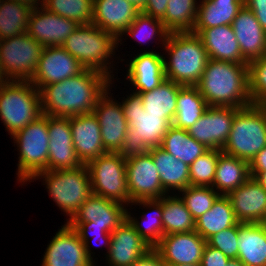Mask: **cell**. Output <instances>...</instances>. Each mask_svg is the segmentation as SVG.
Instances as JSON below:
<instances>
[{
	"mask_svg": "<svg viewBox=\"0 0 266 266\" xmlns=\"http://www.w3.org/2000/svg\"><path fill=\"white\" fill-rule=\"evenodd\" d=\"M112 82L100 72L85 69L74 77L43 86L39 90L42 114L70 117L92 113Z\"/></svg>",
	"mask_w": 266,
	"mask_h": 266,
	"instance_id": "1",
	"label": "cell"
},
{
	"mask_svg": "<svg viewBox=\"0 0 266 266\" xmlns=\"http://www.w3.org/2000/svg\"><path fill=\"white\" fill-rule=\"evenodd\" d=\"M195 86L208 106L240 109L252 104L249 95L248 64L209 58Z\"/></svg>",
	"mask_w": 266,
	"mask_h": 266,
	"instance_id": "2",
	"label": "cell"
},
{
	"mask_svg": "<svg viewBox=\"0 0 266 266\" xmlns=\"http://www.w3.org/2000/svg\"><path fill=\"white\" fill-rule=\"evenodd\" d=\"M123 99L121 104L129 128L119 153L127 159L160 146L172 123L161 115L147 113L139 93L132 92Z\"/></svg>",
	"mask_w": 266,
	"mask_h": 266,
	"instance_id": "3",
	"label": "cell"
},
{
	"mask_svg": "<svg viewBox=\"0 0 266 266\" xmlns=\"http://www.w3.org/2000/svg\"><path fill=\"white\" fill-rule=\"evenodd\" d=\"M165 78L183 86H195L209 61L201 38L192 32L169 33L163 50Z\"/></svg>",
	"mask_w": 266,
	"mask_h": 266,
	"instance_id": "4",
	"label": "cell"
},
{
	"mask_svg": "<svg viewBox=\"0 0 266 266\" xmlns=\"http://www.w3.org/2000/svg\"><path fill=\"white\" fill-rule=\"evenodd\" d=\"M61 46L85 69L95 70L111 80L114 79L109 59L115 55L118 39L111 33L103 31L93 23L79 24Z\"/></svg>",
	"mask_w": 266,
	"mask_h": 266,
	"instance_id": "5",
	"label": "cell"
},
{
	"mask_svg": "<svg viewBox=\"0 0 266 266\" xmlns=\"http://www.w3.org/2000/svg\"><path fill=\"white\" fill-rule=\"evenodd\" d=\"M266 147V106L251 104L240 108L222 152L248 163Z\"/></svg>",
	"mask_w": 266,
	"mask_h": 266,
	"instance_id": "6",
	"label": "cell"
},
{
	"mask_svg": "<svg viewBox=\"0 0 266 266\" xmlns=\"http://www.w3.org/2000/svg\"><path fill=\"white\" fill-rule=\"evenodd\" d=\"M41 115L40 92L30 81L0 83V118L11 137Z\"/></svg>",
	"mask_w": 266,
	"mask_h": 266,
	"instance_id": "7",
	"label": "cell"
},
{
	"mask_svg": "<svg viewBox=\"0 0 266 266\" xmlns=\"http://www.w3.org/2000/svg\"><path fill=\"white\" fill-rule=\"evenodd\" d=\"M56 205L69 216L92 194L90 175L86 164L74 169L46 170L37 173L32 179H42Z\"/></svg>",
	"mask_w": 266,
	"mask_h": 266,
	"instance_id": "8",
	"label": "cell"
},
{
	"mask_svg": "<svg viewBox=\"0 0 266 266\" xmlns=\"http://www.w3.org/2000/svg\"><path fill=\"white\" fill-rule=\"evenodd\" d=\"M14 143L19 151L17 181L32 182V178L47 170L49 135L48 115L42 114L35 121L14 134Z\"/></svg>",
	"mask_w": 266,
	"mask_h": 266,
	"instance_id": "9",
	"label": "cell"
},
{
	"mask_svg": "<svg viewBox=\"0 0 266 266\" xmlns=\"http://www.w3.org/2000/svg\"><path fill=\"white\" fill-rule=\"evenodd\" d=\"M93 194L128 205L126 159L119 152H107L86 164Z\"/></svg>",
	"mask_w": 266,
	"mask_h": 266,
	"instance_id": "10",
	"label": "cell"
},
{
	"mask_svg": "<svg viewBox=\"0 0 266 266\" xmlns=\"http://www.w3.org/2000/svg\"><path fill=\"white\" fill-rule=\"evenodd\" d=\"M45 47L27 32L0 40V64L7 80L30 81Z\"/></svg>",
	"mask_w": 266,
	"mask_h": 266,
	"instance_id": "11",
	"label": "cell"
},
{
	"mask_svg": "<svg viewBox=\"0 0 266 266\" xmlns=\"http://www.w3.org/2000/svg\"><path fill=\"white\" fill-rule=\"evenodd\" d=\"M127 189L131 201L160 199L167 195L149 152L126 159Z\"/></svg>",
	"mask_w": 266,
	"mask_h": 266,
	"instance_id": "12",
	"label": "cell"
},
{
	"mask_svg": "<svg viewBox=\"0 0 266 266\" xmlns=\"http://www.w3.org/2000/svg\"><path fill=\"white\" fill-rule=\"evenodd\" d=\"M238 110L236 107L208 106L202 117L187 131L208 149L222 150Z\"/></svg>",
	"mask_w": 266,
	"mask_h": 266,
	"instance_id": "13",
	"label": "cell"
},
{
	"mask_svg": "<svg viewBox=\"0 0 266 266\" xmlns=\"http://www.w3.org/2000/svg\"><path fill=\"white\" fill-rule=\"evenodd\" d=\"M110 87L99 98L93 113L101 128L103 147L107 152H119L128 131V122L124 116L123 106L110 95Z\"/></svg>",
	"mask_w": 266,
	"mask_h": 266,
	"instance_id": "14",
	"label": "cell"
},
{
	"mask_svg": "<svg viewBox=\"0 0 266 266\" xmlns=\"http://www.w3.org/2000/svg\"><path fill=\"white\" fill-rule=\"evenodd\" d=\"M84 70L82 64L62 46L45 47L30 82L40 90L43 86L64 81Z\"/></svg>",
	"mask_w": 266,
	"mask_h": 266,
	"instance_id": "15",
	"label": "cell"
},
{
	"mask_svg": "<svg viewBox=\"0 0 266 266\" xmlns=\"http://www.w3.org/2000/svg\"><path fill=\"white\" fill-rule=\"evenodd\" d=\"M40 266H95L87 256L78 233L67 223L47 245Z\"/></svg>",
	"mask_w": 266,
	"mask_h": 266,
	"instance_id": "16",
	"label": "cell"
},
{
	"mask_svg": "<svg viewBox=\"0 0 266 266\" xmlns=\"http://www.w3.org/2000/svg\"><path fill=\"white\" fill-rule=\"evenodd\" d=\"M48 135L47 170L74 169L83 165L73 146L69 117L48 115Z\"/></svg>",
	"mask_w": 266,
	"mask_h": 266,
	"instance_id": "17",
	"label": "cell"
},
{
	"mask_svg": "<svg viewBox=\"0 0 266 266\" xmlns=\"http://www.w3.org/2000/svg\"><path fill=\"white\" fill-rule=\"evenodd\" d=\"M79 24L47 11L43 6L32 9L27 33L44 47L61 46Z\"/></svg>",
	"mask_w": 266,
	"mask_h": 266,
	"instance_id": "18",
	"label": "cell"
},
{
	"mask_svg": "<svg viewBox=\"0 0 266 266\" xmlns=\"http://www.w3.org/2000/svg\"><path fill=\"white\" fill-rule=\"evenodd\" d=\"M207 241L196 231L164 235L154 249L168 266L201 262Z\"/></svg>",
	"mask_w": 266,
	"mask_h": 266,
	"instance_id": "19",
	"label": "cell"
},
{
	"mask_svg": "<svg viewBox=\"0 0 266 266\" xmlns=\"http://www.w3.org/2000/svg\"><path fill=\"white\" fill-rule=\"evenodd\" d=\"M126 207L92 193L67 222H90L111 233L126 220Z\"/></svg>",
	"mask_w": 266,
	"mask_h": 266,
	"instance_id": "20",
	"label": "cell"
},
{
	"mask_svg": "<svg viewBox=\"0 0 266 266\" xmlns=\"http://www.w3.org/2000/svg\"><path fill=\"white\" fill-rule=\"evenodd\" d=\"M92 23L105 32L111 33L122 44L124 31L140 13L127 0H93Z\"/></svg>",
	"mask_w": 266,
	"mask_h": 266,
	"instance_id": "21",
	"label": "cell"
},
{
	"mask_svg": "<svg viewBox=\"0 0 266 266\" xmlns=\"http://www.w3.org/2000/svg\"><path fill=\"white\" fill-rule=\"evenodd\" d=\"M226 196L239 223L266 221V190L253 177Z\"/></svg>",
	"mask_w": 266,
	"mask_h": 266,
	"instance_id": "22",
	"label": "cell"
},
{
	"mask_svg": "<svg viewBox=\"0 0 266 266\" xmlns=\"http://www.w3.org/2000/svg\"><path fill=\"white\" fill-rule=\"evenodd\" d=\"M71 135L76 155L82 164L107 153L101 139V128L94 113L70 116Z\"/></svg>",
	"mask_w": 266,
	"mask_h": 266,
	"instance_id": "23",
	"label": "cell"
},
{
	"mask_svg": "<svg viewBox=\"0 0 266 266\" xmlns=\"http://www.w3.org/2000/svg\"><path fill=\"white\" fill-rule=\"evenodd\" d=\"M151 247L126 219L111 232L106 261L109 266H129L145 255Z\"/></svg>",
	"mask_w": 266,
	"mask_h": 266,
	"instance_id": "24",
	"label": "cell"
},
{
	"mask_svg": "<svg viewBox=\"0 0 266 266\" xmlns=\"http://www.w3.org/2000/svg\"><path fill=\"white\" fill-rule=\"evenodd\" d=\"M163 54L156 50L142 51L129 62L126 78L135 87L133 92L144 93L158 87L165 78Z\"/></svg>",
	"mask_w": 266,
	"mask_h": 266,
	"instance_id": "25",
	"label": "cell"
},
{
	"mask_svg": "<svg viewBox=\"0 0 266 266\" xmlns=\"http://www.w3.org/2000/svg\"><path fill=\"white\" fill-rule=\"evenodd\" d=\"M232 27L242 56L248 63L265 55L266 32L250 9L243 5Z\"/></svg>",
	"mask_w": 266,
	"mask_h": 266,
	"instance_id": "26",
	"label": "cell"
},
{
	"mask_svg": "<svg viewBox=\"0 0 266 266\" xmlns=\"http://www.w3.org/2000/svg\"><path fill=\"white\" fill-rule=\"evenodd\" d=\"M192 33L197 34L201 38L209 58L238 64H248L242 56L232 25L193 29Z\"/></svg>",
	"mask_w": 266,
	"mask_h": 266,
	"instance_id": "27",
	"label": "cell"
},
{
	"mask_svg": "<svg viewBox=\"0 0 266 266\" xmlns=\"http://www.w3.org/2000/svg\"><path fill=\"white\" fill-rule=\"evenodd\" d=\"M237 258L245 266H266V225L238 223Z\"/></svg>",
	"mask_w": 266,
	"mask_h": 266,
	"instance_id": "28",
	"label": "cell"
},
{
	"mask_svg": "<svg viewBox=\"0 0 266 266\" xmlns=\"http://www.w3.org/2000/svg\"><path fill=\"white\" fill-rule=\"evenodd\" d=\"M157 171L164 191L169 194L178 190V193L190 185L189 165L175 158L160 146L150 148L148 151ZM171 190V191H170Z\"/></svg>",
	"mask_w": 266,
	"mask_h": 266,
	"instance_id": "29",
	"label": "cell"
},
{
	"mask_svg": "<svg viewBox=\"0 0 266 266\" xmlns=\"http://www.w3.org/2000/svg\"><path fill=\"white\" fill-rule=\"evenodd\" d=\"M250 178L249 163L237 157L221 153L211 186L220 195H227Z\"/></svg>",
	"mask_w": 266,
	"mask_h": 266,
	"instance_id": "30",
	"label": "cell"
},
{
	"mask_svg": "<svg viewBox=\"0 0 266 266\" xmlns=\"http://www.w3.org/2000/svg\"><path fill=\"white\" fill-rule=\"evenodd\" d=\"M196 23L193 29H207L232 25L243 0H202L199 1Z\"/></svg>",
	"mask_w": 266,
	"mask_h": 266,
	"instance_id": "31",
	"label": "cell"
},
{
	"mask_svg": "<svg viewBox=\"0 0 266 266\" xmlns=\"http://www.w3.org/2000/svg\"><path fill=\"white\" fill-rule=\"evenodd\" d=\"M237 220L230 200L220 195L211 209L195 221V231L205 240L213 234L237 225Z\"/></svg>",
	"mask_w": 266,
	"mask_h": 266,
	"instance_id": "32",
	"label": "cell"
},
{
	"mask_svg": "<svg viewBox=\"0 0 266 266\" xmlns=\"http://www.w3.org/2000/svg\"><path fill=\"white\" fill-rule=\"evenodd\" d=\"M182 86L165 79L152 91L139 93L142 97L144 110L150 114L161 115V118H166L172 123L177 108V95Z\"/></svg>",
	"mask_w": 266,
	"mask_h": 266,
	"instance_id": "33",
	"label": "cell"
},
{
	"mask_svg": "<svg viewBox=\"0 0 266 266\" xmlns=\"http://www.w3.org/2000/svg\"><path fill=\"white\" fill-rule=\"evenodd\" d=\"M135 204L139 206L143 205L144 208H148L149 210L152 209V211H150L151 213L149 212V214L143 212L142 220L140 223L135 217H132L131 213L128 212V209H126V219L134 227V229L140 234V236L149 244V246L151 248H154L163 237L162 200L161 199L136 200L131 203V206ZM146 214H148V217H146L147 216Z\"/></svg>",
	"mask_w": 266,
	"mask_h": 266,
	"instance_id": "34",
	"label": "cell"
},
{
	"mask_svg": "<svg viewBox=\"0 0 266 266\" xmlns=\"http://www.w3.org/2000/svg\"><path fill=\"white\" fill-rule=\"evenodd\" d=\"M160 147L189 166L209 150L190 136L187 130L174 125L167 130Z\"/></svg>",
	"mask_w": 266,
	"mask_h": 266,
	"instance_id": "35",
	"label": "cell"
},
{
	"mask_svg": "<svg viewBox=\"0 0 266 266\" xmlns=\"http://www.w3.org/2000/svg\"><path fill=\"white\" fill-rule=\"evenodd\" d=\"M207 107L208 104L196 86H182L177 95V108L172 125L188 130L202 117Z\"/></svg>",
	"mask_w": 266,
	"mask_h": 266,
	"instance_id": "36",
	"label": "cell"
},
{
	"mask_svg": "<svg viewBox=\"0 0 266 266\" xmlns=\"http://www.w3.org/2000/svg\"><path fill=\"white\" fill-rule=\"evenodd\" d=\"M162 196L163 236L173 233L195 231V219L179 194Z\"/></svg>",
	"mask_w": 266,
	"mask_h": 266,
	"instance_id": "37",
	"label": "cell"
},
{
	"mask_svg": "<svg viewBox=\"0 0 266 266\" xmlns=\"http://www.w3.org/2000/svg\"><path fill=\"white\" fill-rule=\"evenodd\" d=\"M196 0H169L163 24L169 33L192 32L196 23Z\"/></svg>",
	"mask_w": 266,
	"mask_h": 266,
	"instance_id": "38",
	"label": "cell"
},
{
	"mask_svg": "<svg viewBox=\"0 0 266 266\" xmlns=\"http://www.w3.org/2000/svg\"><path fill=\"white\" fill-rule=\"evenodd\" d=\"M33 8L13 0H3L0 8V40L27 32Z\"/></svg>",
	"mask_w": 266,
	"mask_h": 266,
	"instance_id": "39",
	"label": "cell"
},
{
	"mask_svg": "<svg viewBox=\"0 0 266 266\" xmlns=\"http://www.w3.org/2000/svg\"><path fill=\"white\" fill-rule=\"evenodd\" d=\"M42 6L78 24H90L93 20V0H43Z\"/></svg>",
	"mask_w": 266,
	"mask_h": 266,
	"instance_id": "40",
	"label": "cell"
},
{
	"mask_svg": "<svg viewBox=\"0 0 266 266\" xmlns=\"http://www.w3.org/2000/svg\"><path fill=\"white\" fill-rule=\"evenodd\" d=\"M126 33L133 39L138 40V44L140 45L157 36L160 38L158 39L161 42L160 44L164 46L169 35L162 20L145 15L142 12L136 16L132 24L124 31L123 35Z\"/></svg>",
	"mask_w": 266,
	"mask_h": 266,
	"instance_id": "41",
	"label": "cell"
},
{
	"mask_svg": "<svg viewBox=\"0 0 266 266\" xmlns=\"http://www.w3.org/2000/svg\"><path fill=\"white\" fill-rule=\"evenodd\" d=\"M180 193H182V195ZM179 194L195 220L209 211L216 199L220 196V194L210 186L192 185L181 190Z\"/></svg>",
	"mask_w": 266,
	"mask_h": 266,
	"instance_id": "42",
	"label": "cell"
},
{
	"mask_svg": "<svg viewBox=\"0 0 266 266\" xmlns=\"http://www.w3.org/2000/svg\"><path fill=\"white\" fill-rule=\"evenodd\" d=\"M221 153V150L209 149L189 166L190 185L210 187L213 185L216 165Z\"/></svg>",
	"mask_w": 266,
	"mask_h": 266,
	"instance_id": "43",
	"label": "cell"
},
{
	"mask_svg": "<svg viewBox=\"0 0 266 266\" xmlns=\"http://www.w3.org/2000/svg\"><path fill=\"white\" fill-rule=\"evenodd\" d=\"M248 78L252 104L266 106V56L248 63Z\"/></svg>",
	"mask_w": 266,
	"mask_h": 266,
	"instance_id": "44",
	"label": "cell"
},
{
	"mask_svg": "<svg viewBox=\"0 0 266 266\" xmlns=\"http://www.w3.org/2000/svg\"><path fill=\"white\" fill-rule=\"evenodd\" d=\"M71 228H73L79 235L80 240L84 243L85 251L88 258L95 264V260L91 254V245L89 246L90 238L95 242V240L99 239L98 243H104L107 247V254L109 251V247L111 244V233H107L103 227L90 226V222H66ZM91 234V235H90ZM93 235V236H92ZM96 238V239H95ZM97 242V241H96ZM97 243V245H98ZM102 245V244H101Z\"/></svg>",
	"mask_w": 266,
	"mask_h": 266,
	"instance_id": "45",
	"label": "cell"
},
{
	"mask_svg": "<svg viewBox=\"0 0 266 266\" xmlns=\"http://www.w3.org/2000/svg\"><path fill=\"white\" fill-rule=\"evenodd\" d=\"M207 244L222 251L227 257L237 258L238 255V224L213 234Z\"/></svg>",
	"mask_w": 266,
	"mask_h": 266,
	"instance_id": "46",
	"label": "cell"
},
{
	"mask_svg": "<svg viewBox=\"0 0 266 266\" xmlns=\"http://www.w3.org/2000/svg\"><path fill=\"white\" fill-rule=\"evenodd\" d=\"M229 259L222 251L206 244L200 264L201 266H224Z\"/></svg>",
	"mask_w": 266,
	"mask_h": 266,
	"instance_id": "47",
	"label": "cell"
},
{
	"mask_svg": "<svg viewBox=\"0 0 266 266\" xmlns=\"http://www.w3.org/2000/svg\"><path fill=\"white\" fill-rule=\"evenodd\" d=\"M168 2L169 0H147L140 12L162 20L165 17Z\"/></svg>",
	"mask_w": 266,
	"mask_h": 266,
	"instance_id": "48",
	"label": "cell"
},
{
	"mask_svg": "<svg viewBox=\"0 0 266 266\" xmlns=\"http://www.w3.org/2000/svg\"><path fill=\"white\" fill-rule=\"evenodd\" d=\"M244 6L250 9L266 32V0H243Z\"/></svg>",
	"mask_w": 266,
	"mask_h": 266,
	"instance_id": "49",
	"label": "cell"
},
{
	"mask_svg": "<svg viewBox=\"0 0 266 266\" xmlns=\"http://www.w3.org/2000/svg\"><path fill=\"white\" fill-rule=\"evenodd\" d=\"M129 266H168L161 255L151 248L145 255L137 261L131 263Z\"/></svg>",
	"mask_w": 266,
	"mask_h": 266,
	"instance_id": "50",
	"label": "cell"
},
{
	"mask_svg": "<svg viewBox=\"0 0 266 266\" xmlns=\"http://www.w3.org/2000/svg\"><path fill=\"white\" fill-rule=\"evenodd\" d=\"M249 172H266V147L251 160Z\"/></svg>",
	"mask_w": 266,
	"mask_h": 266,
	"instance_id": "51",
	"label": "cell"
},
{
	"mask_svg": "<svg viewBox=\"0 0 266 266\" xmlns=\"http://www.w3.org/2000/svg\"><path fill=\"white\" fill-rule=\"evenodd\" d=\"M253 177L266 190V172H250Z\"/></svg>",
	"mask_w": 266,
	"mask_h": 266,
	"instance_id": "52",
	"label": "cell"
},
{
	"mask_svg": "<svg viewBox=\"0 0 266 266\" xmlns=\"http://www.w3.org/2000/svg\"><path fill=\"white\" fill-rule=\"evenodd\" d=\"M13 1L24 3L33 9L38 8L39 6L41 7L43 5V0L41 1L40 0H13Z\"/></svg>",
	"mask_w": 266,
	"mask_h": 266,
	"instance_id": "53",
	"label": "cell"
},
{
	"mask_svg": "<svg viewBox=\"0 0 266 266\" xmlns=\"http://www.w3.org/2000/svg\"><path fill=\"white\" fill-rule=\"evenodd\" d=\"M127 1H129L137 9H139L141 11L144 8V5H145L147 0H127Z\"/></svg>",
	"mask_w": 266,
	"mask_h": 266,
	"instance_id": "54",
	"label": "cell"
},
{
	"mask_svg": "<svg viewBox=\"0 0 266 266\" xmlns=\"http://www.w3.org/2000/svg\"><path fill=\"white\" fill-rule=\"evenodd\" d=\"M224 266H245L238 258L229 259L228 263Z\"/></svg>",
	"mask_w": 266,
	"mask_h": 266,
	"instance_id": "55",
	"label": "cell"
},
{
	"mask_svg": "<svg viewBox=\"0 0 266 266\" xmlns=\"http://www.w3.org/2000/svg\"><path fill=\"white\" fill-rule=\"evenodd\" d=\"M6 81H8V80L4 77L3 71H2V66L0 64V83L6 82Z\"/></svg>",
	"mask_w": 266,
	"mask_h": 266,
	"instance_id": "56",
	"label": "cell"
},
{
	"mask_svg": "<svg viewBox=\"0 0 266 266\" xmlns=\"http://www.w3.org/2000/svg\"><path fill=\"white\" fill-rule=\"evenodd\" d=\"M176 266H201L200 263L197 264H184V265H176Z\"/></svg>",
	"mask_w": 266,
	"mask_h": 266,
	"instance_id": "57",
	"label": "cell"
}]
</instances>
